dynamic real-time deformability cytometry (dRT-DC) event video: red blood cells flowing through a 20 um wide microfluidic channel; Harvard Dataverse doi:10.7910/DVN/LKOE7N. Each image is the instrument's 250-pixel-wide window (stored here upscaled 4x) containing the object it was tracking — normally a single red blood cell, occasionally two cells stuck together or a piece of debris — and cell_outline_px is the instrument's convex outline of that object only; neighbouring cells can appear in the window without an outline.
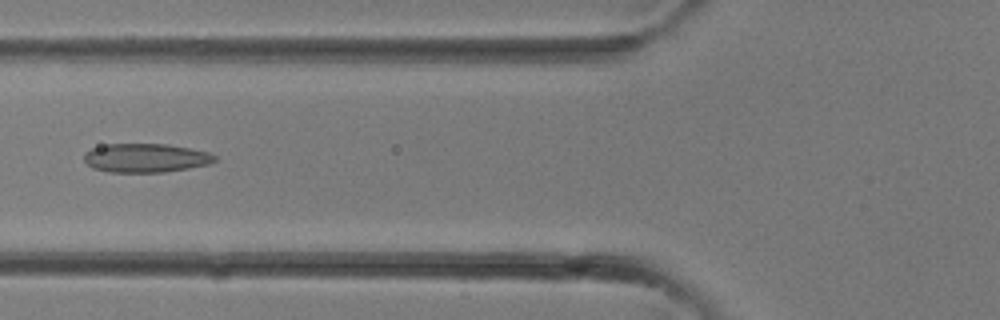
{"species": "common noctule bat (a hibernating species)", "species_latin": "Nyctalus noctula", "temperature_condition": "room temperature", "stored_images_in_passage": 33, "camera_frame_rate_fps": 3000, "um_per_image_px": 0.085, "animal": {"sex": "female"}, "frame": {"image": 1, "passage_image": 13, "time_ms": 4.0, "image_size_px": [1000, 320], "cell_outline_px": [[216, 160], [208, 164], [188, 168], [164, 172], [108, 172], [92, 168], [84, 160], [84, 152], [92, 148], [108, 144], [168, 144], [208, 152], [216, 156]], "centroid_in_image_um": [12.36, 13.42], "position_along_channel_um": 113.4, "area_um2": 21.91}}
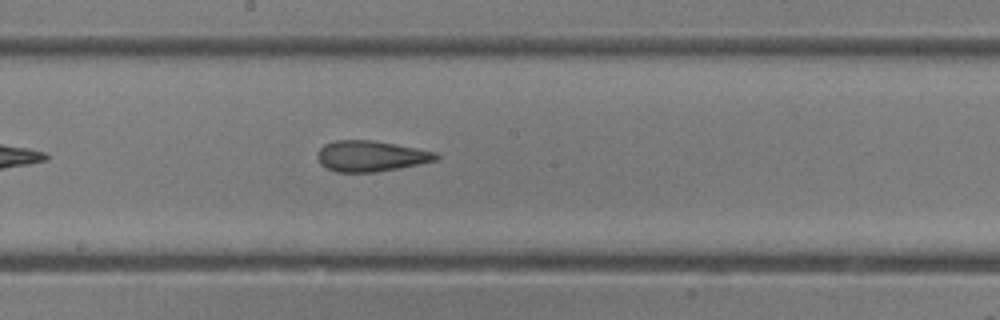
{"frame": {"image": 2, "passage_image": 18, "time_ms": 5.667, "image_size_px": [1000, 320], "cell_outline_px": [[440, 156], [436, 160], [420, 164], [400, 168], [376, 172], [336, 172], [320, 164], [316, 156], [320, 148], [324, 144], [332, 140], [372, 140], [396, 144], [436, 152]], "centroid_in_image_um": [31.5, 13.26], "position_along_channel_um": 216.7, "area_um2": 21.39}}
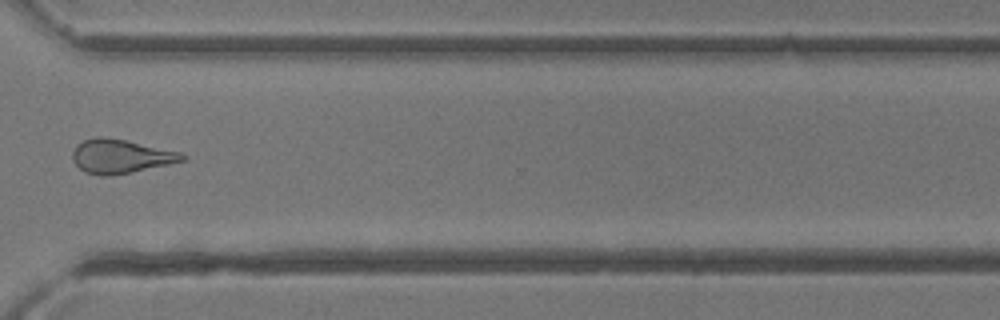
{"frame": {"image": 3, "passage_image": 25, "time_ms": 8.0, "image_size_px": [1000, 320], "cell_outline_px": [[188, 156], [184, 160], [168, 164], [132, 172], [108, 176], [100, 176], [84, 172], [72, 160], [72, 152], [76, 144], [84, 140], [96, 136], [100, 136], [124, 140], [180, 152]], "centroid_in_image_um": [10.21, 13.29], "position_along_channel_um": 360.4, "area_um2": 21.56}}